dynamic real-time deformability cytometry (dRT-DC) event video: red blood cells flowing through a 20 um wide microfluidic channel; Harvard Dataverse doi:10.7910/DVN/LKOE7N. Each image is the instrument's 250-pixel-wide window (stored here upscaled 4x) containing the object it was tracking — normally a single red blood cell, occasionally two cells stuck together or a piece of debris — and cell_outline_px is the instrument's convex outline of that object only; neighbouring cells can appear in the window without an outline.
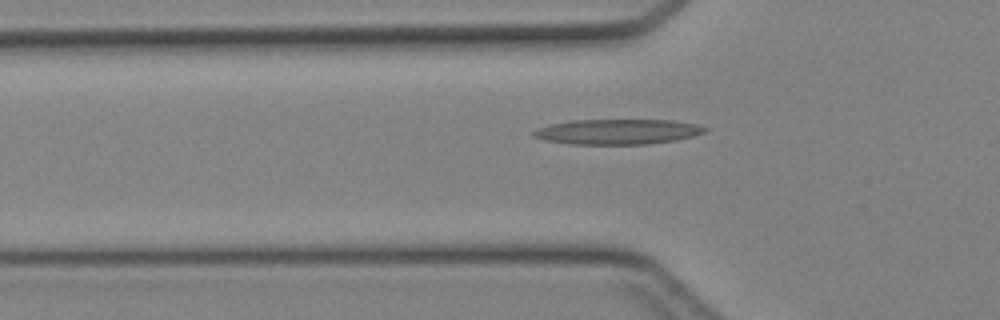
{"species": "Egyptian fruit bat (a non-hibernating species)", "species_latin": "Rousettus aegyptiacus", "temperature_condition": "cold", "stored_images_in_passage": 33, "camera_frame_rate_fps": 3000, "um_per_image_px": 0.085, "animal": {"sex": "female"}, "frame": {"image": 1, "passage_image": 7, "time_ms": 2.0, "image_size_px": [1000, 320], "cell_outline_px": [[708, 128], [704, 132], [692, 136], [676, 140], [648, 144], [568, 144], [544, 140], [532, 136], [532, 132], [540, 128], [552, 124], [572, 120], [672, 120], [696, 124]], "centroid_in_image_um": [52.49, 11.2], "position_along_channel_um": 73.3, "area_um2": 25.03}}
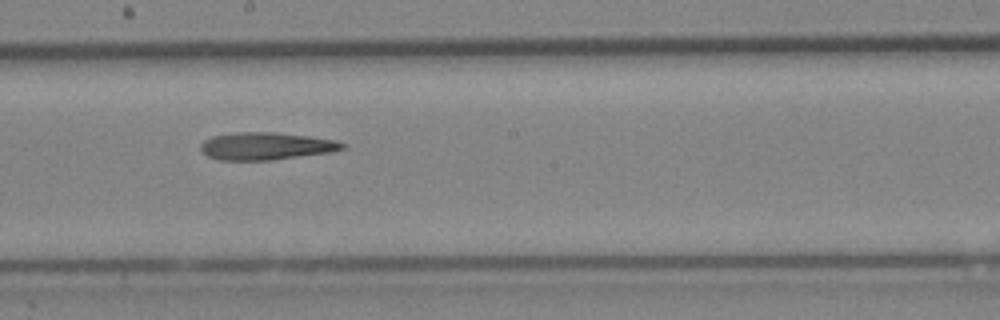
{"frame": {"image": 2, "passage_image": 17, "time_ms": 5.333, "image_size_px": [1000, 320], "cell_outline_px": [[348, 148], [328, 152], [272, 160], [220, 160], [208, 156], [200, 152], [200, 144], [204, 140], [212, 136], [232, 132], [276, 132], [308, 136], [336, 140], [348, 144]], "centroid_in_image_um": [22.6, 12.41], "position_along_channel_um": 225.6, "area_um2": 22.89}}
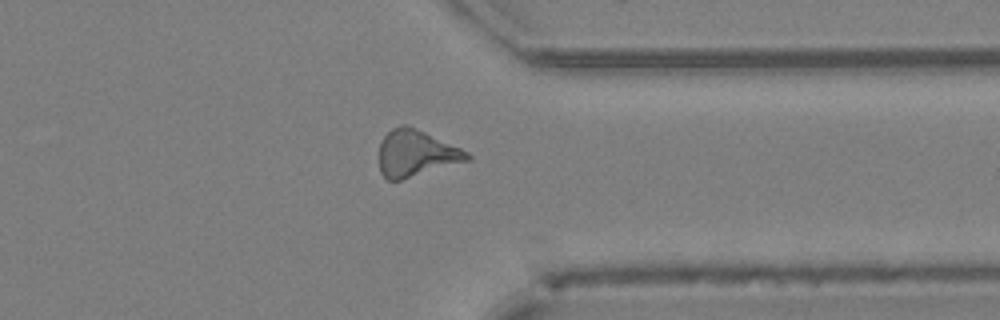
{"frame": {"image": 3, "passage_image": 27, "time_ms": 8.667, "image_size_px": [1000, 320], "cell_outline_px": [[472, 160], [400, 180], [388, 180], [380, 172], [380, 144], [384, 136], [392, 128], [400, 124], [404, 124], [424, 132], [460, 148], [468, 152], [472, 156]], "centroid_in_image_um": [35.38, 13.05], "position_along_channel_um": 376.0, "area_um2": 23.64}}